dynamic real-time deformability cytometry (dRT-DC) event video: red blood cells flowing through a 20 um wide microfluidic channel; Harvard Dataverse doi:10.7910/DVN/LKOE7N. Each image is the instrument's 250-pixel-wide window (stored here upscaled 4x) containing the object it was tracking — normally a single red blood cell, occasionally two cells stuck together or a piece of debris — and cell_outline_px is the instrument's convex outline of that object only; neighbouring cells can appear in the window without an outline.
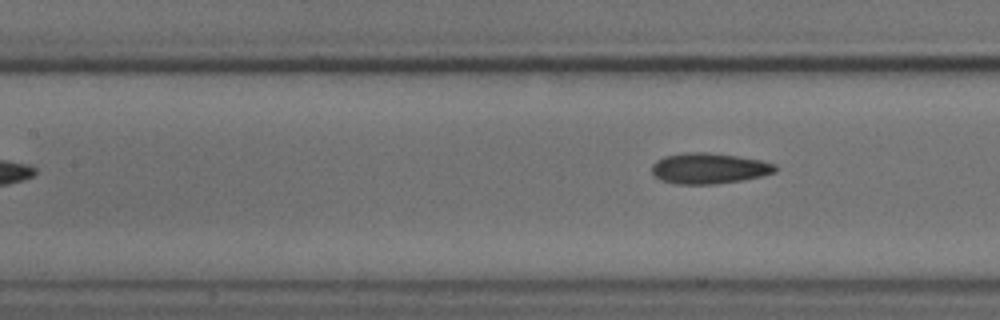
{"species": "common noctule bat (a hibernating species)", "species_latin": "Nyctalus noctula", "temperature_condition": "cold", "stored_images_in_passage": 5, "camera_frame_rate_fps": 3000, "um_per_image_px": 0.085, "animal": {"sex": "male", "body_mass_g": 18.8}, "frame": {"image": 1, "passage_image": 5, "time_ms": 5.0, "image_size_px": [1000, 320], "cell_outline_px": [[780, 168], [776, 172], [744, 180], [716, 184], [676, 184], [660, 180], [652, 172], [652, 164], [656, 160], [664, 156], [684, 152], [704, 152], [736, 156], [760, 160], [776, 164]], "centroid_in_image_um": [60.27, 14.31], "position_along_channel_um": 147.1, "area_um2": 22.25}}